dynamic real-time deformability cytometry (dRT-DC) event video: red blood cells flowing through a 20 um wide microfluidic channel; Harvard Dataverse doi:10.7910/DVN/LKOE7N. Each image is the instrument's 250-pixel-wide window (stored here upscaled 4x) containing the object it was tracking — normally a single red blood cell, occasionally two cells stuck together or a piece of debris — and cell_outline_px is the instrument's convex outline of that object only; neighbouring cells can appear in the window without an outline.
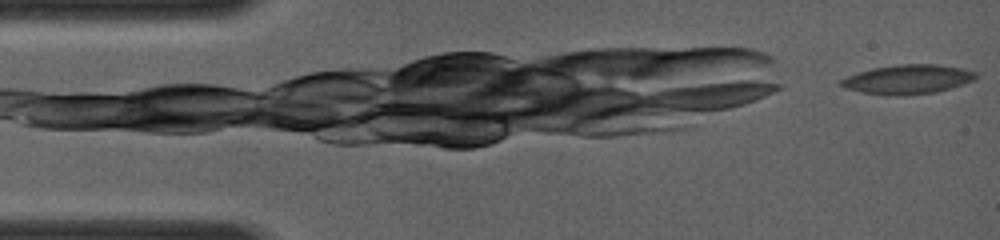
{"species": "common noctule bat (a hibernating species)", "species_latin": "Nyctalus noctula", "temperature_condition": "room temperature", "stored_images_in_passage": 17, "camera_frame_rate_fps": 4000, "um_per_image_px": 0.085, "animal": {"sex": "female", "body_mass_g": 19.0, "forearm_length_mm": 56.7}, "frame": {"image": 1, "passage_image": 1, "time_ms": 0.0, "image_size_px": [1000, 240], "cell_outline_px": [[976, 76], [972, 80], [964, 84], [936, 92], [860, 92], [844, 88], [836, 84], [836, 80], [872, 68], [896, 64], [940, 64], [964, 68], [976, 72]], "centroid_in_image_um": [77.15, 6.68], "position_along_channel_um": 7.9, "area_um2": 22.14}}